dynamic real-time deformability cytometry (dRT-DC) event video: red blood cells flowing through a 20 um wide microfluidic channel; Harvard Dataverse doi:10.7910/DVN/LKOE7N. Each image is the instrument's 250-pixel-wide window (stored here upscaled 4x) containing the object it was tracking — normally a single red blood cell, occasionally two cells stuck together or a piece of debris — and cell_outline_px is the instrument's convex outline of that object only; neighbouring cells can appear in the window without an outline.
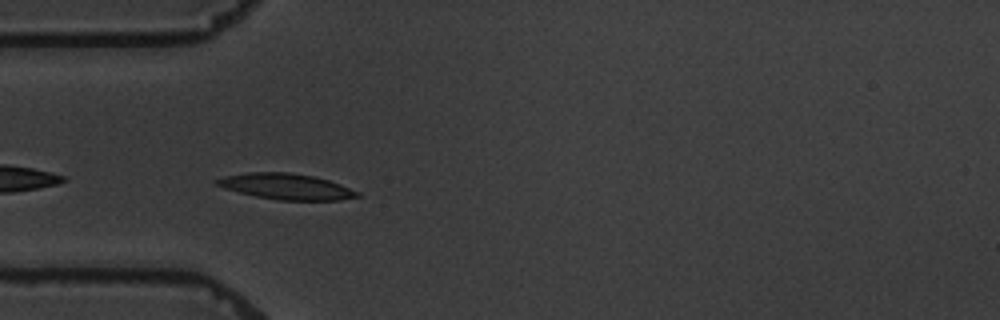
{"species": "common noctule bat (a hibernating species)", "species_latin": "Nyctalus noctula", "temperature_condition": "warm", "stored_images_in_passage": 7, "camera_frame_rate_fps": 3000, "um_per_image_px": 0.085, "animal": {"sex": "male", "body_mass_g": 19.5, "forearm_length_mm": 54.6}, "frame": {"image": 1, "passage_image": 5, "time_ms": 4.667, "image_size_px": [1000, 320], "cell_outline_px": [[360, 196], [340, 200], [276, 200], [256, 196], [224, 188], [216, 184], [212, 180], [224, 176], [248, 172], [288, 172], [312, 176], [328, 180], [340, 184], [360, 192]], "centroid_in_image_um": [24.31, 15.85], "position_along_channel_um": 60.7, "area_um2": 21.1}}
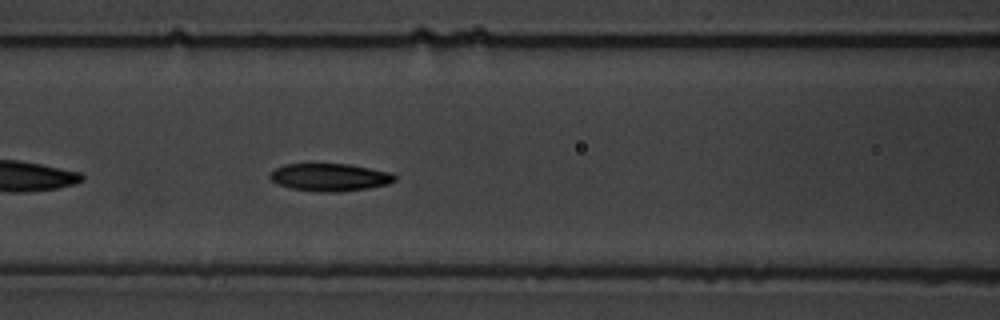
{"frame": {"image": 2, "passage_image": 7, "time_ms": 7.0, "image_size_px": [1000, 320], "cell_outline_px": [[396, 180], [388, 184], [368, 188], [340, 192], [320, 192], [292, 188], [280, 184], [272, 180], [268, 176], [276, 168], [284, 164], [348, 164], [392, 172], [396, 176]], "centroid_in_image_um": [28.08, 15.06], "position_along_channel_um": 138.5, "area_um2": 20.0}}